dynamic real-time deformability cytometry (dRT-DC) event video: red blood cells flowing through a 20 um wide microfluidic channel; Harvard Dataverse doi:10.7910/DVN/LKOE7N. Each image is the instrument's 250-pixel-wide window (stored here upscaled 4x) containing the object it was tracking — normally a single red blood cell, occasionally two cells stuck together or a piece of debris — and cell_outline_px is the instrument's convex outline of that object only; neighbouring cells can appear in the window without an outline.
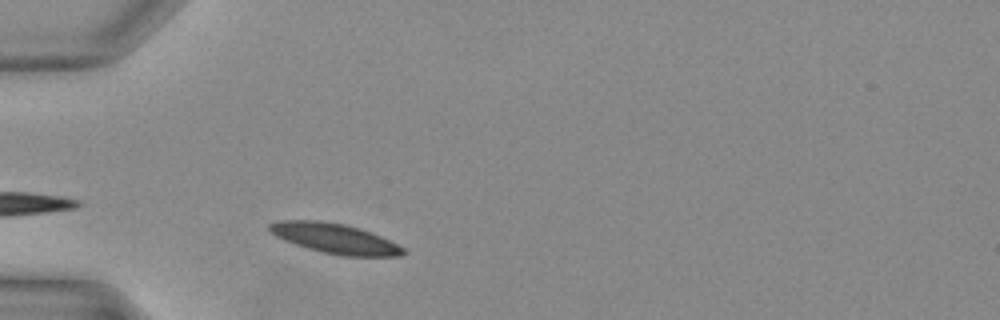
{"species": "Egyptian fruit bat (a non-hibernating species)", "species_latin": "Rousettus aegyptiacus", "temperature_condition": "warm", "stored_images_in_passage": 20, "camera_frame_rate_fps": 3000, "um_per_image_px": 0.085, "animal": {"sex": "female"}, "frame": {"image": 1, "passage_image": 2, "time_ms": 0.333, "image_size_px": [1000, 320], "cell_outline_px": [[404, 252], [400, 256], [344, 256], [324, 252], [308, 248], [284, 240], [268, 232], [268, 224], [280, 220], [316, 220], [344, 224], [360, 228], [372, 232], [404, 248]], "centroid_in_image_um": [28.42, 20.26], "position_along_channel_um": 56.6, "area_um2": 23.18}}
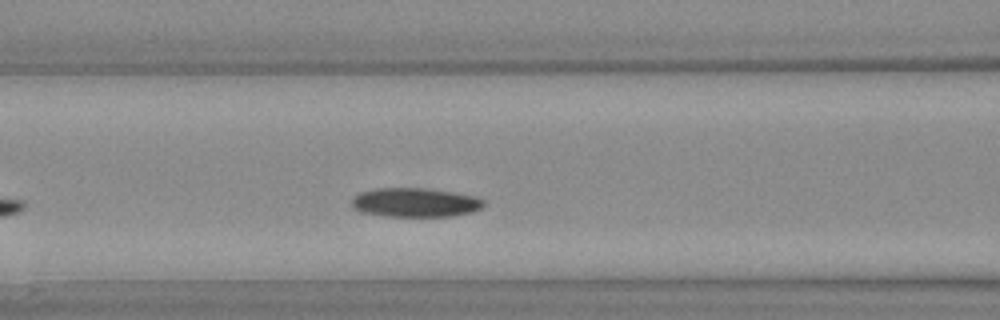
{"frame": {"image": 2, "passage_image": 7, "time_ms": 2.0, "image_size_px": [1000, 320], "cell_outline_px": [[484, 204], [480, 208], [472, 212], [452, 216], [384, 216], [360, 212], [352, 208], [352, 196], [360, 192], [376, 188], [424, 188], [452, 192], [472, 196], [484, 200]], "centroid_in_image_um": [35.22, 17.21], "position_along_channel_um": 131.4, "area_um2": 22.37}}
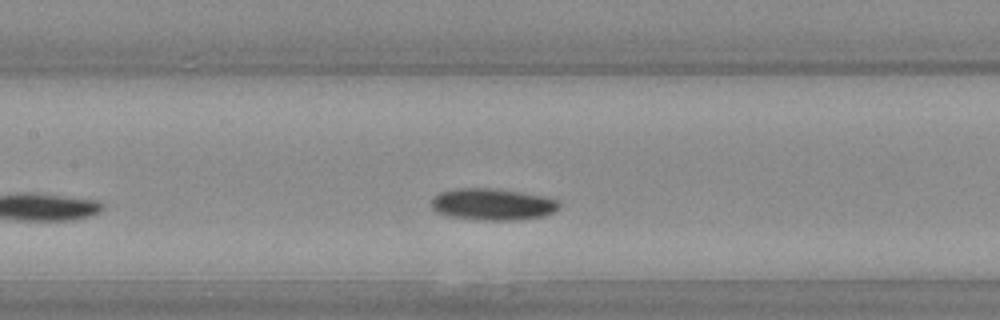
{"frame": {"image": 3, "passage_image": 9, "time_ms": 2.667, "image_size_px": [1000, 320], "cell_outline_px": [[560, 208], [544, 216], [516, 220], [480, 220], [448, 216], [436, 212], [432, 208], [432, 196], [440, 192], [456, 188], [492, 188], [520, 192], [544, 196], [560, 200]], "centroid_in_image_um": [41.87, 17.36], "position_along_channel_um": 165.5, "area_um2": 23.81}}